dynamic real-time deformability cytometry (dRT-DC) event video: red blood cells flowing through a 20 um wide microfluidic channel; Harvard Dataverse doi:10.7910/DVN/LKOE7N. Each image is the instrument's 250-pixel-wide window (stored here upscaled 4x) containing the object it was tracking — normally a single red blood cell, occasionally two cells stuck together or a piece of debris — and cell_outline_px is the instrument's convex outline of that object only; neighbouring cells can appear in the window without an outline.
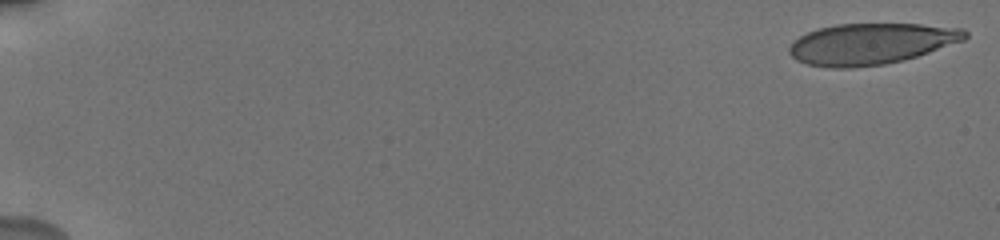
{"species": "human", "species_latin": "Homo sapiens", "temperature_condition": "cold", "stored_images_in_passage": 67, "camera_frame_rate_fps": 3000, "um_per_image_px": 0.085, "donor": {"sex": "male"}, "frame": {"image": 1, "passage_image": 1, "time_ms": 0.0, "image_size_px": [1000, 240], "cell_outline_px": [[968, 36], [964, 40], [904, 60], [884, 64], [852, 68], [832, 68], [808, 64], [796, 60], [788, 52], [788, 48], [800, 36], [808, 32], [820, 28], [836, 24], [920, 24], [964, 28], [968, 32]], "centroid_in_image_um": [74.05, 3.72], "position_along_channel_um": 11.0, "area_um2": 41.96}}
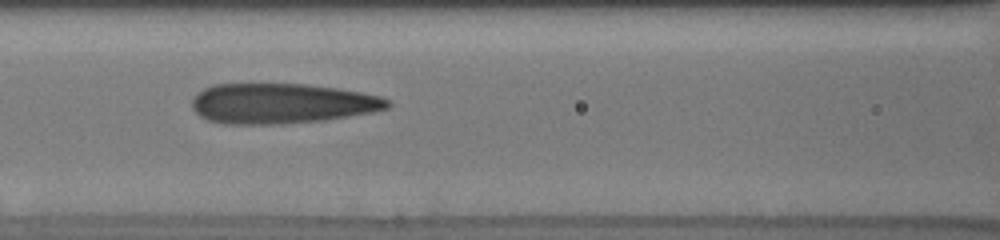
{"frame": {"image": 2, "passage_image": 34, "time_ms": 8.333, "image_size_px": [1000, 240], "cell_outline_px": [[392, 104], [388, 108], [372, 112], [324, 120], [284, 124], [224, 124], [208, 120], [200, 116], [192, 108], [192, 100], [196, 92], [204, 88], [216, 84], [308, 84], [336, 88], [360, 92], [380, 96], [388, 100]], "centroid_in_image_um": [23.92, 8.8], "position_along_channel_um": 142.7, "area_um2": 45.95}}
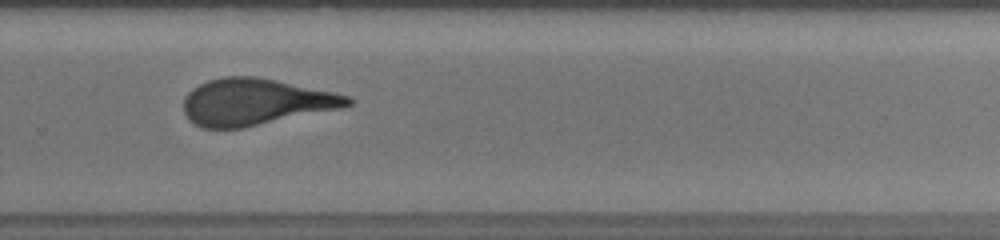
{"frame": {"image": 3, "passage_image": 43, "time_ms": 12.667, "image_size_px": [1000, 240], "cell_outline_px": [[356, 100], [352, 104], [340, 108], [244, 128], [200, 128], [188, 120], [184, 112], [184, 96], [192, 88], [208, 80], [224, 76], [252, 76], [276, 80], [332, 92], [348, 96]], "centroid_in_image_um": [21.67, 8.67], "position_along_channel_um": 308.1, "area_um2": 44.51}, "authors_computed_cell_mechanics": {"area_um2": 44.506, "velocity_mm_per_s": 3.8302, "shape_relaxation_time_tau1_ms": 5.9328, "shape_relaxation_time_tau2_ms": 1.1715, "deformation_change_tau1": 0.2169, "deformation_change_tau2": 0.1109}}